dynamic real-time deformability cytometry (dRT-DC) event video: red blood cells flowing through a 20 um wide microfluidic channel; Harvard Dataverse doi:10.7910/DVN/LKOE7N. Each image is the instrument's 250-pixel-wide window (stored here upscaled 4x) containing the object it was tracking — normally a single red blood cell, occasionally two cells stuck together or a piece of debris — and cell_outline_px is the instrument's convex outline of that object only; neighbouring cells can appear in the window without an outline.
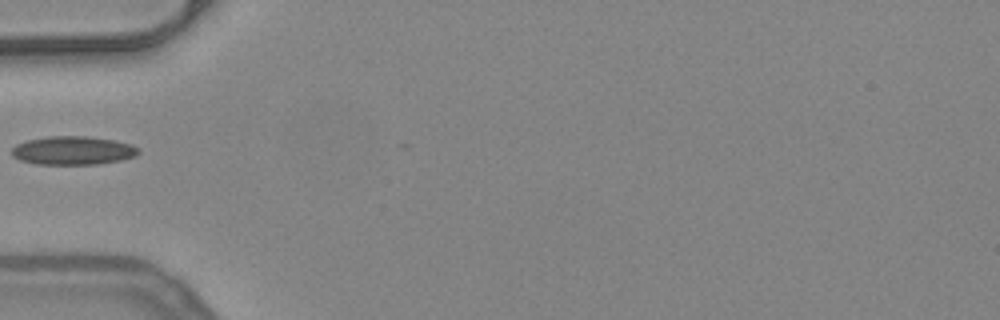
{"species": "common noctule bat (a hibernating species)", "species_latin": "Nyctalus noctula", "temperature_condition": "warm", "stored_images_in_passage": 3, "camera_frame_rate_fps": 3000, "um_per_image_px": 0.085, "animal": {"sex": "female", "body_mass_g": 24.6, "forearm_length_mm": 56.2}, "frame": {"image": 1, "passage_image": 1, "time_ms": 0.0, "image_size_px": [1000, 320], "cell_outline_px": [[140, 152], [136, 156], [120, 160], [96, 164], [36, 164], [20, 160], [12, 156], [12, 148], [16, 144], [28, 140], [48, 136], [84, 136], [116, 140], [132, 144], [140, 148]], "centroid_in_image_um": [6.23, 12.79], "position_along_channel_um": 78.8, "area_um2": 21.15}}